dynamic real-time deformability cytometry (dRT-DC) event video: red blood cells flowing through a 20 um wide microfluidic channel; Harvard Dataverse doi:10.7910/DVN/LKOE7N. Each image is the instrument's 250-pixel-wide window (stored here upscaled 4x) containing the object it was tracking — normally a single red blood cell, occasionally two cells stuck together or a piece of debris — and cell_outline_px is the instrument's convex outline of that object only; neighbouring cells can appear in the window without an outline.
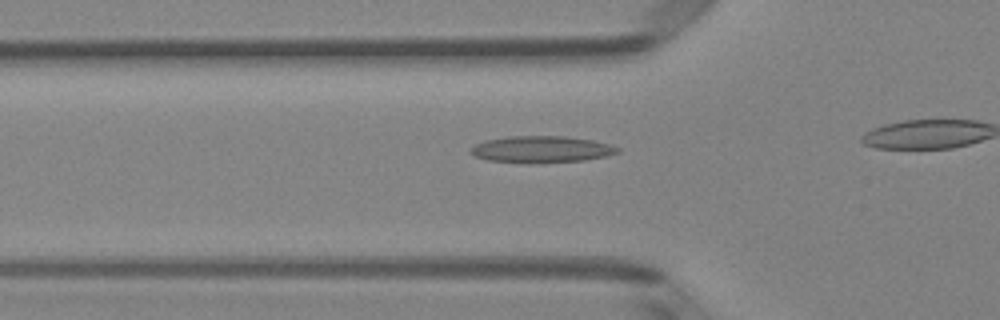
{"species": "Egyptian fruit bat (a non-hibernating species)", "species_latin": "Rousettus aegyptiacus", "temperature_condition": "room temperature", "stored_images_in_passage": 30, "camera_frame_rate_fps": 3000, "um_per_image_px": 0.085, "animal": {"sex": "female"}, "frame": {"image": 1, "passage_image": 13, "time_ms": 4.0, "image_size_px": [1000, 320], "cell_outline_px": [[620, 152], [604, 156], [584, 160], [488, 160], [476, 156], [472, 152], [472, 148], [476, 144], [484, 140], [508, 136], [564, 136], [592, 140], [608, 144], [620, 148]], "centroid_in_image_um": [46.06, 12.63], "position_along_channel_um": 79.7, "area_um2": 21.39}}
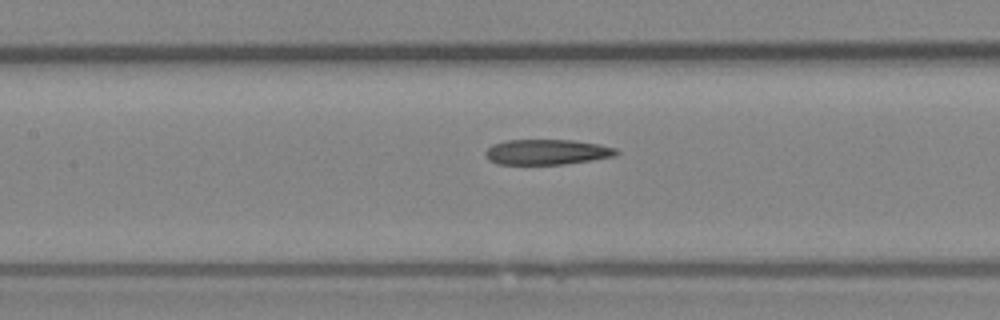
{"frame": {"image": 2, "passage_image": 19, "time_ms": 6.0, "image_size_px": [1000, 320], "cell_outline_px": [[620, 152], [616, 156], [592, 160], [564, 164], [496, 164], [488, 160], [484, 152], [492, 144], [504, 140], [572, 140], [600, 144], [616, 148]], "centroid_in_image_um": [46.49, 12.92], "position_along_channel_um": 160.9, "area_um2": 19.48}}
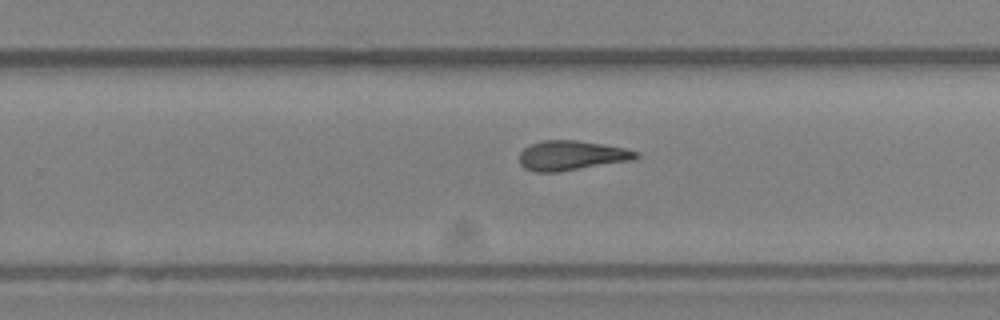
{"frame": {"image": 3, "passage_image": 28, "time_ms": 9.0, "image_size_px": [1000, 320], "cell_outline_px": [[640, 156], [632, 160], [556, 172], [536, 172], [524, 168], [520, 164], [520, 152], [524, 148], [532, 144], [544, 140], [576, 140], [624, 148], [640, 152]], "centroid_in_image_um": [48.57, 13.22], "position_along_channel_um": 281.2, "area_um2": 19.94}}